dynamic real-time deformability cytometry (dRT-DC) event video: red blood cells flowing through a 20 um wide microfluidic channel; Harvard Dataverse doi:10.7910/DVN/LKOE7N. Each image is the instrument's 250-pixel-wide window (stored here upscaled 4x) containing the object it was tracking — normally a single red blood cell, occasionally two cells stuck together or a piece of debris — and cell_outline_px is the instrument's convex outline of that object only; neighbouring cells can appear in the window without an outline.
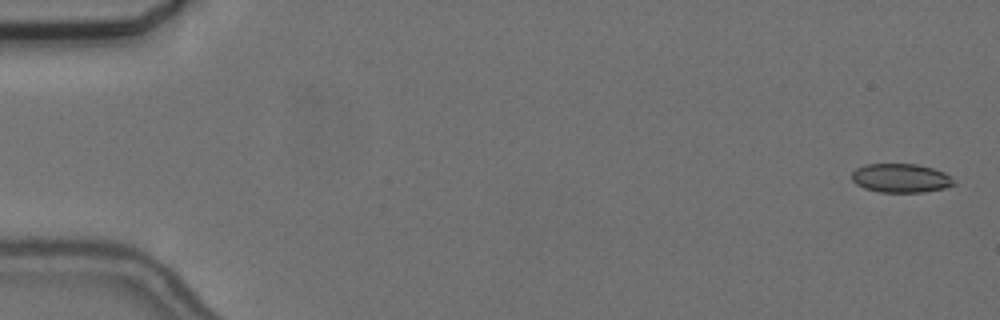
{"species": "common noctule bat (a hibernating species)", "species_latin": "Nyctalus noctula", "temperature_condition": "cold", "stored_images_in_passage": 12, "camera_frame_rate_fps": 3000, "um_per_image_px": 0.085, "animal": {"sex": "female", "body_mass_g": 24.6, "forearm_length_mm": 56.2}, "frame": {"image": 1, "passage_image": 2, "time_ms": 0.333, "image_size_px": [1000, 320], "cell_outline_px": [[956, 184], [944, 188], [924, 192], [880, 192], [864, 188], [856, 184], [852, 180], [852, 172], [856, 168], [864, 164], [916, 164], [932, 168], [944, 172]], "centroid_in_image_um": [76.53, 15.14], "position_along_channel_um": 8.5, "area_um2": 17.11}}